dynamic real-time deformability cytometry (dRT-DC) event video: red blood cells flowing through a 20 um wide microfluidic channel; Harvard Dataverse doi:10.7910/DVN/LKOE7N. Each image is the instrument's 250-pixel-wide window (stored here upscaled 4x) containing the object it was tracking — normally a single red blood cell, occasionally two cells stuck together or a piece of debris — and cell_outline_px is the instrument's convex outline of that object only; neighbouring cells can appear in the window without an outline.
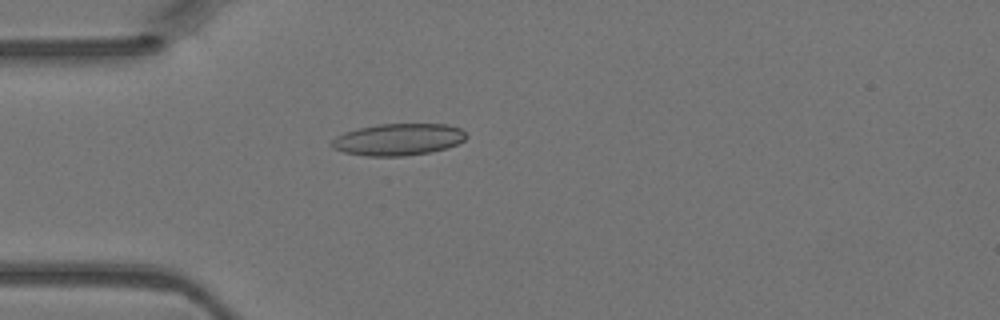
{"species": "Egyptian fruit bat (a non-hibernating species)", "species_latin": "Rousettus aegyptiacus", "temperature_condition": "warm", "stored_images_in_passage": 3, "camera_frame_rate_fps": 3000, "um_per_image_px": 0.085, "animal": {"sex": "female"}, "frame": {"image": 1, "passage_image": 3, "time_ms": 0.667, "image_size_px": [1000, 320], "cell_outline_px": [[468, 136], [464, 140], [456, 144], [432, 152], [404, 156], [368, 156], [344, 152], [332, 148], [328, 144], [336, 136], [344, 132], [376, 124], [448, 124], [460, 128]], "centroid_in_image_um": [33.83, 11.85], "position_along_channel_um": 51.2, "area_um2": 25.03}}